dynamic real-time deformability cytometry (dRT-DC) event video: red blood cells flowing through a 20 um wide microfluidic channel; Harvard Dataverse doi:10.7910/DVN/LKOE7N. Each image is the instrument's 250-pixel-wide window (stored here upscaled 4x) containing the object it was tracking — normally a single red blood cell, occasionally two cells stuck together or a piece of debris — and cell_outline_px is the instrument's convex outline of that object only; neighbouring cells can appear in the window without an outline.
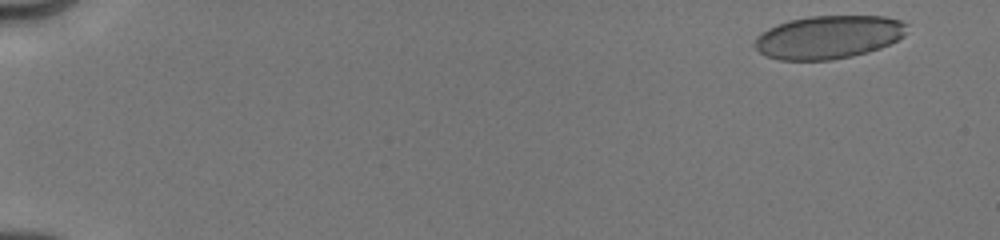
{"species": "human", "species_latin": "Homo sapiens", "temperature_condition": "cold", "stored_images_in_passage": 10, "camera_frame_rate_fps": 3000, "um_per_image_px": 0.085, "donor": {"sex": "male"}, "frame": {"image": 1, "passage_image": 1, "time_ms": 0.0, "image_size_px": [1000, 240], "cell_outline_px": [[908, 32], [904, 36], [880, 48], [868, 52], [852, 56], [832, 60], [780, 60], [768, 56], [760, 52], [752, 44], [756, 36], [760, 32], [768, 28], [788, 20], [808, 16], [884, 16], [900, 20], [908, 24]], "centroid_in_image_um": [70.42, 3.15], "position_along_channel_um": 14.6, "area_um2": 38.61}}
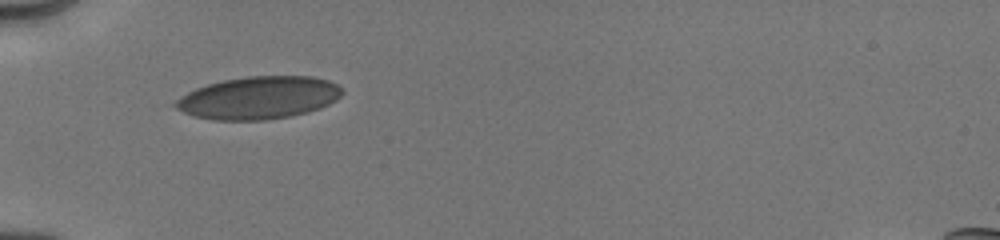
{"frame": {"image": 2, "passage_image": 9, "time_ms": 5.0, "image_size_px": [1000, 240], "cell_outline_px": [[344, 92], [336, 100], [320, 108], [308, 112], [288, 116], [264, 120], [212, 120], [192, 116], [176, 108], [172, 104], [180, 96], [196, 88], [208, 84], [224, 80], [248, 76], [312, 76], [328, 80], [336, 84]], "centroid_in_image_um": [21.97, 8.31], "position_along_channel_um": 63.0, "area_um2": 41.33}}